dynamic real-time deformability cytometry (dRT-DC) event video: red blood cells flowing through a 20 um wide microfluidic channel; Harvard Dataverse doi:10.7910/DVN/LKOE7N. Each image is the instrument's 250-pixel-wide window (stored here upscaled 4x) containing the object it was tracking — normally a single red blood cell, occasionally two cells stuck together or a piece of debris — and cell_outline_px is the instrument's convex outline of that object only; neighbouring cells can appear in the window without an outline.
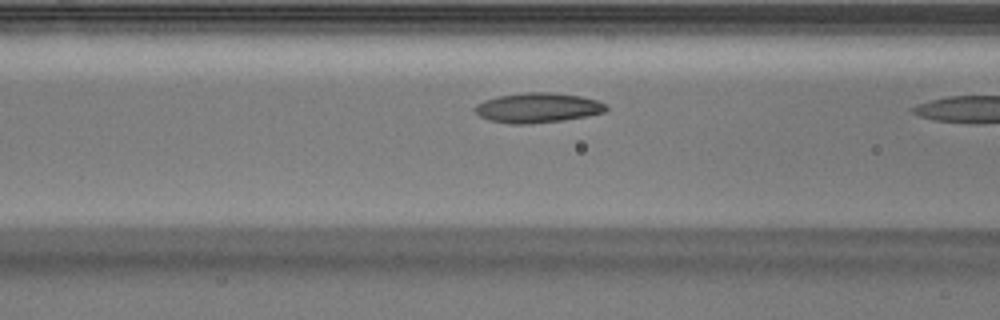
{"species": "Egyptian fruit bat (a non-hibernating species)", "species_latin": "Rousettus aegyptiacus", "temperature_condition": "warm", "stored_images_in_passage": 12, "camera_frame_rate_fps": 3000, "um_per_image_px": 0.085, "animal": {"sex": "male"}, "frame": {"image": 1, "passage_image": 10, "time_ms": 3.0, "image_size_px": [1000, 320], "cell_outline_px": [[608, 108], [604, 112], [564, 120], [528, 124], [512, 124], [488, 120], [480, 116], [472, 108], [476, 104], [484, 100], [500, 96], [524, 92], [548, 92], [580, 96], [596, 100], [608, 104]], "centroid_in_image_um": [45.68, 9.16], "position_along_channel_um": 120.9, "area_um2": 22.77}}